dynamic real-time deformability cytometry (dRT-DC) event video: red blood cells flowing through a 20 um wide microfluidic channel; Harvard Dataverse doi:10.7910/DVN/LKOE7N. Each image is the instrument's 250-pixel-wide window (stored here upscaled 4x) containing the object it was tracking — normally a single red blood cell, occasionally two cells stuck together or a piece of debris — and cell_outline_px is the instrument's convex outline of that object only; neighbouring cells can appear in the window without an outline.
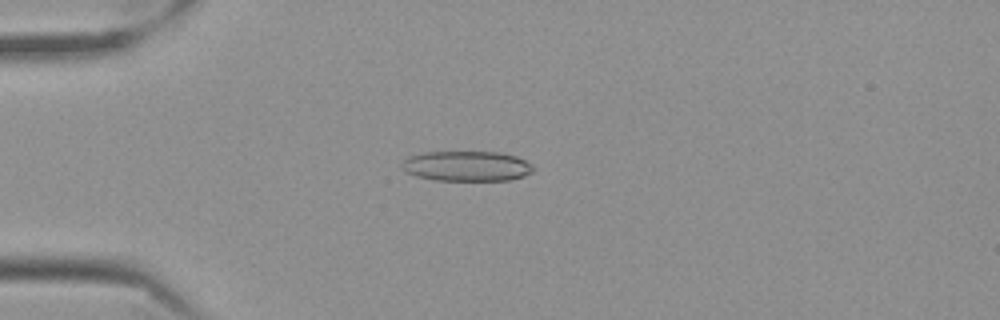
{"species": "Egyptian fruit bat (a non-hibernating species)", "species_latin": "Rousettus aegyptiacus", "temperature_condition": "cold", "stored_images_in_passage": 43, "camera_frame_rate_fps": 3000, "um_per_image_px": 0.085, "frame": {"image": 1, "passage_image": 1, "time_ms": 0.0, "image_size_px": [1000, 320], "cell_outline_px": [[536, 168], [532, 172], [524, 176], [508, 180], [436, 180], [416, 176], [408, 172], [400, 164], [408, 156], [424, 152], [500, 152], [516, 156], [532, 164]], "centroid_in_image_um": [39.7, 14.11], "position_along_channel_um": 45.3, "area_um2": 23.06}}
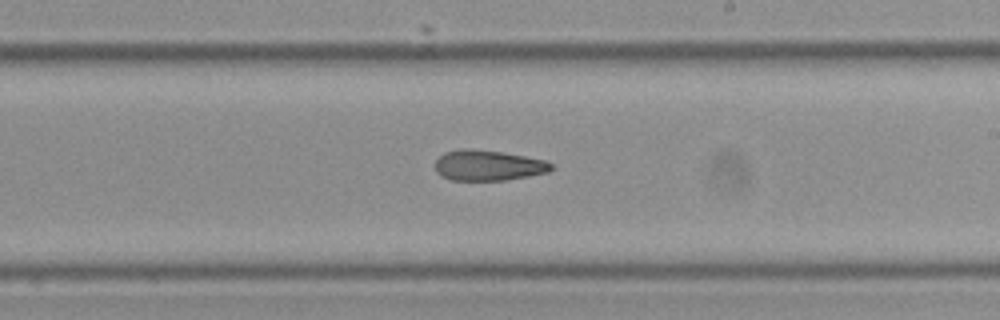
{"frame": {"image": 2, "passage_image": 20, "time_ms": 6.333, "image_size_px": [1000, 320], "cell_outline_px": [[552, 168], [548, 172], [528, 176], [504, 180], [452, 180], [440, 176], [436, 172], [436, 160], [444, 152], [460, 148], [468, 148], [504, 152], [544, 160], [552, 164]], "centroid_in_image_um": [41.45, 14.05], "position_along_channel_um": 247.5, "area_um2": 20.63}}
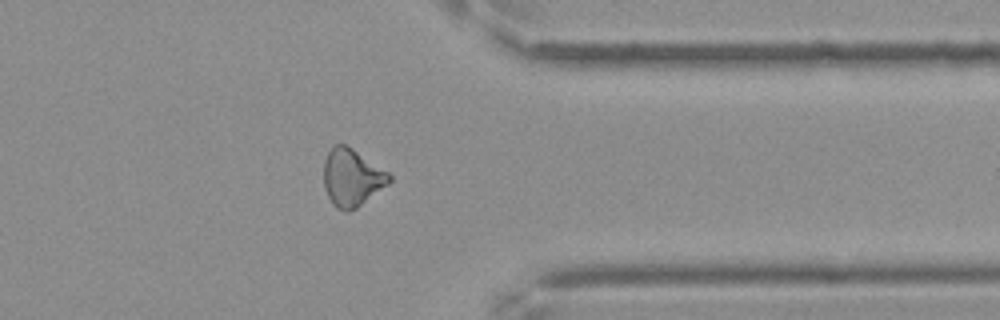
{"frame": {"image": 3, "passage_image": 32, "time_ms": 10.333, "image_size_px": [1000, 320], "cell_outline_px": [[392, 180], [388, 184], [356, 208], [348, 212], [344, 212], [336, 208], [332, 204], [324, 188], [324, 160], [332, 144], [344, 144], [352, 148], [388, 172], [392, 176]], "centroid_in_image_um": [29.89, 15.1], "position_along_channel_um": 381.5, "area_um2": 21.91}, "authors_computed_cell_mechanics": {"area_um2": 21.6172, "velocity_mm_per_s": 3.5284, "shape_relaxation_time_tau1_ms": null, "shape_relaxation_time_tau2_ms": 6.5683, "deformation_change_tau1": null, "deformation_change_tau2": 0.1602}}